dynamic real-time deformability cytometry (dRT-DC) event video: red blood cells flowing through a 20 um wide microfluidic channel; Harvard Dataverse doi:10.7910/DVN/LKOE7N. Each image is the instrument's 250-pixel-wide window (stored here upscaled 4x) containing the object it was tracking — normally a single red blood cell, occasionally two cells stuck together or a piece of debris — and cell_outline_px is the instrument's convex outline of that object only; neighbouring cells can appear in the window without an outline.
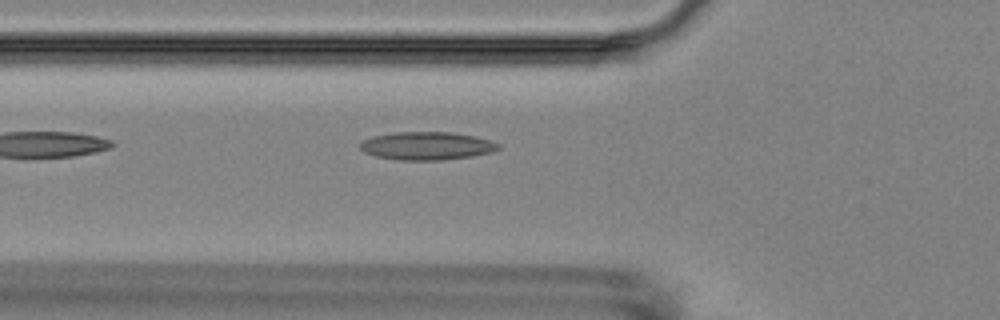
{"species": "Egyptian fruit bat (a non-hibernating species)", "species_latin": "Rousettus aegyptiacus", "temperature_condition": "room temperature", "stored_images_in_passage": 6, "camera_frame_rate_fps": 3000, "um_per_image_px": 0.085, "animal": {"sex": "female"}, "frame": {"image": 1, "passage_image": 6, "time_ms": 6.0, "image_size_px": [1000, 320], "cell_outline_px": [[500, 148], [492, 152], [472, 156], [440, 160], [400, 160], [376, 156], [364, 152], [360, 148], [360, 144], [364, 140], [372, 136], [392, 132], [452, 132], [472, 136], [488, 140], [500, 144]], "centroid_in_image_um": [36.26, 12.39], "position_along_channel_um": 89.5, "area_um2": 22.48}}